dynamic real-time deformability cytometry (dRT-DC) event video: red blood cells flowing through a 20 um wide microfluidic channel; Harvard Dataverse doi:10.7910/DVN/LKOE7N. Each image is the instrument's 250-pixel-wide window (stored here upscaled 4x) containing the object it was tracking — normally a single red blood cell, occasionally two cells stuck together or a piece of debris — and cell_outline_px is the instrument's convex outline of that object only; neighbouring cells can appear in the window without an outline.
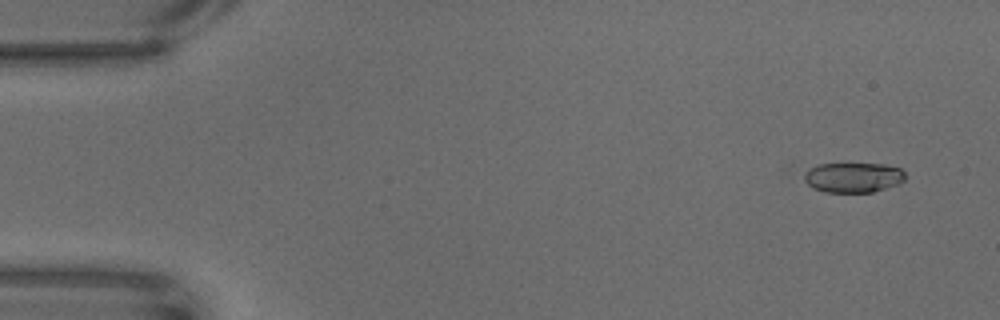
{"species": "common noctule bat (a hibernating species)", "species_latin": "Nyctalus noctula", "temperature_condition": "warm", "stored_images_in_passage": 66, "camera_frame_rate_fps": 3000, "um_per_image_px": 0.085, "animal": {"sex": "male", "body_mass_g": 18.8}, "frame": {"image": 1, "passage_image": 5, "time_ms": 1.333, "image_size_px": [1000, 320], "cell_outline_px": [[904, 180], [896, 184], [872, 192], [824, 192], [812, 188], [784, 172], [792, 164], [884, 164], [900, 168], [904, 172]], "centroid_in_image_um": [71.97, 15.02], "position_along_channel_um": 13.0, "area_um2": 19.77}}
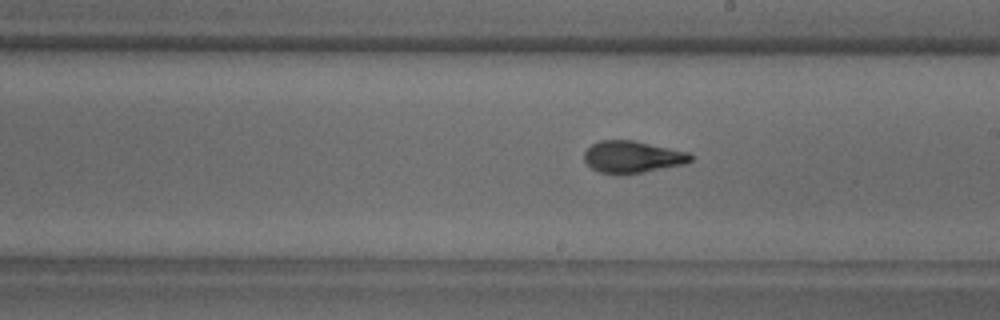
{"frame": {"image": 2, "passage_image": 38, "time_ms": 12.333, "image_size_px": [1000, 320], "cell_outline_px": [[692, 160], [684, 164], [640, 172], [600, 172], [592, 168], [584, 160], [584, 152], [592, 144], [600, 140], [632, 140], [688, 152], [692, 156]], "centroid_in_image_um": [53.74, 13.3], "position_along_channel_um": 235.3, "area_um2": 19.13}}
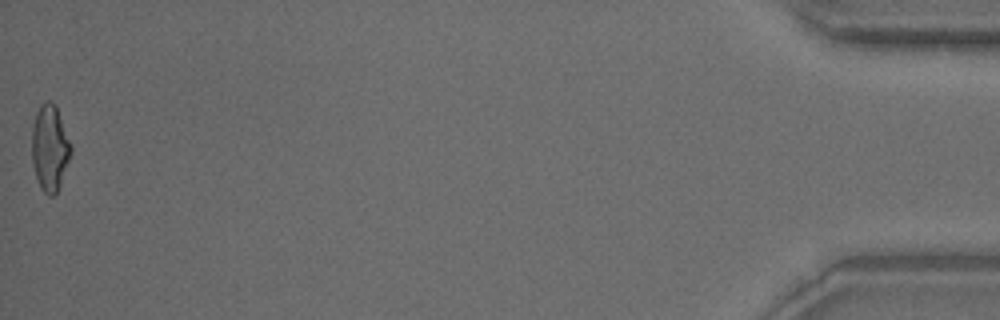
{"frame": {"image": 3, "passage_image": 66, "time_ms": 21.667, "image_size_px": [1000, 320], "cell_outline_px": [[72, 152], [60, 184], [56, 192], [52, 196], [48, 196], [40, 188], [36, 180], [32, 160], [32, 128], [36, 112], [40, 104], [48, 100], [52, 100], [56, 104], [72, 144]], "centroid_in_image_um": [4.24, 12.54], "position_along_channel_um": 431.0, "area_um2": 19.94}}